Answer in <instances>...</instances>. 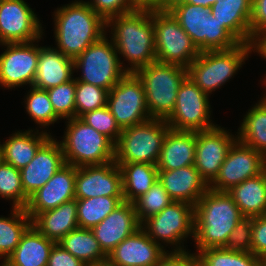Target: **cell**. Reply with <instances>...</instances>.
Masks as SVG:
<instances>
[{
  "instance_id": "1",
  "label": "cell",
  "mask_w": 266,
  "mask_h": 266,
  "mask_svg": "<svg viewBox=\"0 0 266 266\" xmlns=\"http://www.w3.org/2000/svg\"><path fill=\"white\" fill-rule=\"evenodd\" d=\"M244 216L227 191L208 188L194 205V241L198 251L224 247Z\"/></svg>"
},
{
  "instance_id": "2",
  "label": "cell",
  "mask_w": 266,
  "mask_h": 266,
  "mask_svg": "<svg viewBox=\"0 0 266 266\" xmlns=\"http://www.w3.org/2000/svg\"><path fill=\"white\" fill-rule=\"evenodd\" d=\"M108 27L111 29V39L117 53L130 63V67L126 68L127 72L135 73L157 61L150 9H136L110 18L106 22V28Z\"/></svg>"
},
{
  "instance_id": "3",
  "label": "cell",
  "mask_w": 266,
  "mask_h": 266,
  "mask_svg": "<svg viewBox=\"0 0 266 266\" xmlns=\"http://www.w3.org/2000/svg\"><path fill=\"white\" fill-rule=\"evenodd\" d=\"M56 49L74 60L106 32V22L86 1L75 0L54 11Z\"/></svg>"
},
{
  "instance_id": "4",
  "label": "cell",
  "mask_w": 266,
  "mask_h": 266,
  "mask_svg": "<svg viewBox=\"0 0 266 266\" xmlns=\"http://www.w3.org/2000/svg\"><path fill=\"white\" fill-rule=\"evenodd\" d=\"M167 10L190 36L199 52L227 50L240 43L208 7L175 0Z\"/></svg>"
},
{
  "instance_id": "5",
  "label": "cell",
  "mask_w": 266,
  "mask_h": 266,
  "mask_svg": "<svg viewBox=\"0 0 266 266\" xmlns=\"http://www.w3.org/2000/svg\"><path fill=\"white\" fill-rule=\"evenodd\" d=\"M135 73L143 83L150 118L166 120L174 110L179 87L188 76L187 68L155 61Z\"/></svg>"
},
{
  "instance_id": "6",
  "label": "cell",
  "mask_w": 266,
  "mask_h": 266,
  "mask_svg": "<svg viewBox=\"0 0 266 266\" xmlns=\"http://www.w3.org/2000/svg\"><path fill=\"white\" fill-rule=\"evenodd\" d=\"M60 141L64 161L76 168L103 165L114 161L115 144L79 117L67 121Z\"/></svg>"
},
{
  "instance_id": "7",
  "label": "cell",
  "mask_w": 266,
  "mask_h": 266,
  "mask_svg": "<svg viewBox=\"0 0 266 266\" xmlns=\"http://www.w3.org/2000/svg\"><path fill=\"white\" fill-rule=\"evenodd\" d=\"M255 44L239 43L227 50L200 52L187 67L188 77L206 94H212L240 70Z\"/></svg>"
},
{
  "instance_id": "8",
  "label": "cell",
  "mask_w": 266,
  "mask_h": 266,
  "mask_svg": "<svg viewBox=\"0 0 266 266\" xmlns=\"http://www.w3.org/2000/svg\"><path fill=\"white\" fill-rule=\"evenodd\" d=\"M170 129L165 120L153 118L122 129L115 144L114 161L156 165L165 136Z\"/></svg>"
},
{
  "instance_id": "9",
  "label": "cell",
  "mask_w": 266,
  "mask_h": 266,
  "mask_svg": "<svg viewBox=\"0 0 266 266\" xmlns=\"http://www.w3.org/2000/svg\"><path fill=\"white\" fill-rule=\"evenodd\" d=\"M110 41L106 34L103 35L73 60L74 70L82 71V75L76 77V80L110 91L127 73L112 39Z\"/></svg>"
},
{
  "instance_id": "10",
  "label": "cell",
  "mask_w": 266,
  "mask_h": 266,
  "mask_svg": "<svg viewBox=\"0 0 266 266\" xmlns=\"http://www.w3.org/2000/svg\"><path fill=\"white\" fill-rule=\"evenodd\" d=\"M156 60L188 67L199 55L190 36L167 10H151Z\"/></svg>"
},
{
  "instance_id": "11",
  "label": "cell",
  "mask_w": 266,
  "mask_h": 266,
  "mask_svg": "<svg viewBox=\"0 0 266 266\" xmlns=\"http://www.w3.org/2000/svg\"><path fill=\"white\" fill-rule=\"evenodd\" d=\"M141 228L158 245L159 241L174 246L172 251H185L182 241L189 236L194 240V206L173 201L160 213L154 214L141 223ZM189 235V236H188Z\"/></svg>"
},
{
  "instance_id": "12",
  "label": "cell",
  "mask_w": 266,
  "mask_h": 266,
  "mask_svg": "<svg viewBox=\"0 0 266 266\" xmlns=\"http://www.w3.org/2000/svg\"><path fill=\"white\" fill-rule=\"evenodd\" d=\"M208 97L187 76L177 92L174 110L165 121L176 131H206L215 128L218 125L210 119L211 106Z\"/></svg>"
},
{
  "instance_id": "13",
  "label": "cell",
  "mask_w": 266,
  "mask_h": 266,
  "mask_svg": "<svg viewBox=\"0 0 266 266\" xmlns=\"http://www.w3.org/2000/svg\"><path fill=\"white\" fill-rule=\"evenodd\" d=\"M107 106L121 129L150 118L143 83L136 73L127 72L108 93Z\"/></svg>"
},
{
  "instance_id": "14",
  "label": "cell",
  "mask_w": 266,
  "mask_h": 266,
  "mask_svg": "<svg viewBox=\"0 0 266 266\" xmlns=\"http://www.w3.org/2000/svg\"><path fill=\"white\" fill-rule=\"evenodd\" d=\"M40 23L24 0H0V44L38 43L43 38Z\"/></svg>"
},
{
  "instance_id": "15",
  "label": "cell",
  "mask_w": 266,
  "mask_h": 266,
  "mask_svg": "<svg viewBox=\"0 0 266 266\" xmlns=\"http://www.w3.org/2000/svg\"><path fill=\"white\" fill-rule=\"evenodd\" d=\"M34 42L0 44L7 47L0 55L1 86L7 89L27 84L33 86L39 56V47Z\"/></svg>"
},
{
  "instance_id": "16",
  "label": "cell",
  "mask_w": 266,
  "mask_h": 266,
  "mask_svg": "<svg viewBox=\"0 0 266 266\" xmlns=\"http://www.w3.org/2000/svg\"><path fill=\"white\" fill-rule=\"evenodd\" d=\"M265 160L261 153L236 140L209 188L215 191H228L246 179L261 174Z\"/></svg>"
},
{
  "instance_id": "17",
  "label": "cell",
  "mask_w": 266,
  "mask_h": 266,
  "mask_svg": "<svg viewBox=\"0 0 266 266\" xmlns=\"http://www.w3.org/2000/svg\"><path fill=\"white\" fill-rule=\"evenodd\" d=\"M216 126L206 131H196L195 168L209 186L218 176L220 168L237 136Z\"/></svg>"
},
{
  "instance_id": "18",
  "label": "cell",
  "mask_w": 266,
  "mask_h": 266,
  "mask_svg": "<svg viewBox=\"0 0 266 266\" xmlns=\"http://www.w3.org/2000/svg\"><path fill=\"white\" fill-rule=\"evenodd\" d=\"M123 197L122 174L115 161L76 168L75 199Z\"/></svg>"
},
{
  "instance_id": "19",
  "label": "cell",
  "mask_w": 266,
  "mask_h": 266,
  "mask_svg": "<svg viewBox=\"0 0 266 266\" xmlns=\"http://www.w3.org/2000/svg\"><path fill=\"white\" fill-rule=\"evenodd\" d=\"M76 167L65 163L53 177L35 193L24 208L31 220L39 213L75 199Z\"/></svg>"
},
{
  "instance_id": "20",
  "label": "cell",
  "mask_w": 266,
  "mask_h": 266,
  "mask_svg": "<svg viewBox=\"0 0 266 266\" xmlns=\"http://www.w3.org/2000/svg\"><path fill=\"white\" fill-rule=\"evenodd\" d=\"M64 164L61 144L51 136L38 149L34 158L20 170L25 195L29 198L43 187Z\"/></svg>"
},
{
  "instance_id": "21",
  "label": "cell",
  "mask_w": 266,
  "mask_h": 266,
  "mask_svg": "<svg viewBox=\"0 0 266 266\" xmlns=\"http://www.w3.org/2000/svg\"><path fill=\"white\" fill-rule=\"evenodd\" d=\"M139 228L141 223L138 221L134 204L123 201L91 230L103 252L108 256L116 246Z\"/></svg>"
},
{
  "instance_id": "22",
  "label": "cell",
  "mask_w": 266,
  "mask_h": 266,
  "mask_svg": "<svg viewBox=\"0 0 266 266\" xmlns=\"http://www.w3.org/2000/svg\"><path fill=\"white\" fill-rule=\"evenodd\" d=\"M168 252L139 228L108 255L115 266H154Z\"/></svg>"
},
{
  "instance_id": "23",
  "label": "cell",
  "mask_w": 266,
  "mask_h": 266,
  "mask_svg": "<svg viewBox=\"0 0 266 266\" xmlns=\"http://www.w3.org/2000/svg\"><path fill=\"white\" fill-rule=\"evenodd\" d=\"M158 180L173 201L193 206L209 188L194 165L174 170H158Z\"/></svg>"
},
{
  "instance_id": "24",
  "label": "cell",
  "mask_w": 266,
  "mask_h": 266,
  "mask_svg": "<svg viewBox=\"0 0 266 266\" xmlns=\"http://www.w3.org/2000/svg\"><path fill=\"white\" fill-rule=\"evenodd\" d=\"M74 62L56 48L39 47L38 68L33 86L48 90L73 79Z\"/></svg>"
},
{
  "instance_id": "25",
  "label": "cell",
  "mask_w": 266,
  "mask_h": 266,
  "mask_svg": "<svg viewBox=\"0 0 266 266\" xmlns=\"http://www.w3.org/2000/svg\"><path fill=\"white\" fill-rule=\"evenodd\" d=\"M196 131L170 129L156 164L158 170H174L195 164Z\"/></svg>"
},
{
  "instance_id": "26",
  "label": "cell",
  "mask_w": 266,
  "mask_h": 266,
  "mask_svg": "<svg viewBox=\"0 0 266 266\" xmlns=\"http://www.w3.org/2000/svg\"><path fill=\"white\" fill-rule=\"evenodd\" d=\"M54 244L31 224L21 236L18 246L0 266H47Z\"/></svg>"
},
{
  "instance_id": "27",
  "label": "cell",
  "mask_w": 266,
  "mask_h": 266,
  "mask_svg": "<svg viewBox=\"0 0 266 266\" xmlns=\"http://www.w3.org/2000/svg\"><path fill=\"white\" fill-rule=\"evenodd\" d=\"M31 224L45 237L58 243L69 232L79 228L77 199L37 214Z\"/></svg>"
},
{
  "instance_id": "28",
  "label": "cell",
  "mask_w": 266,
  "mask_h": 266,
  "mask_svg": "<svg viewBox=\"0 0 266 266\" xmlns=\"http://www.w3.org/2000/svg\"><path fill=\"white\" fill-rule=\"evenodd\" d=\"M251 3L252 0H219L210 10L240 43L250 44Z\"/></svg>"
},
{
  "instance_id": "29",
  "label": "cell",
  "mask_w": 266,
  "mask_h": 266,
  "mask_svg": "<svg viewBox=\"0 0 266 266\" xmlns=\"http://www.w3.org/2000/svg\"><path fill=\"white\" fill-rule=\"evenodd\" d=\"M17 131L3 144V162L21 170L35 156L38 149L52 136L47 131ZM39 132V133H38Z\"/></svg>"
},
{
  "instance_id": "30",
  "label": "cell",
  "mask_w": 266,
  "mask_h": 266,
  "mask_svg": "<svg viewBox=\"0 0 266 266\" xmlns=\"http://www.w3.org/2000/svg\"><path fill=\"white\" fill-rule=\"evenodd\" d=\"M244 217L266 215V179L263 173L227 191Z\"/></svg>"
},
{
  "instance_id": "31",
  "label": "cell",
  "mask_w": 266,
  "mask_h": 266,
  "mask_svg": "<svg viewBox=\"0 0 266 266\" xmlns=\"http://www.w3.org/2000/svg\"><path fill=\"white\" fill-rule=\"evenodd\" d=\"M117 164L122 174L124 201L134 203L158 180V168L154 164L141 162Z\"/></svg>"
},
{
  "instance_id": "32",
  "label": "cell",
  "mask_w": 266,
  "mask_h": 266,
  "mask_svg": "<svg viewBox=\"0 0 266 266\" xmlns=\"http://www.w3.org/2000/svg\"><path fill=\"white\" fill-rule=\"evenodd\" d=\"M266 94V93H265ZM237 140L253 148L266 158V96L261 97L243 118Z\"/></svg>"
},
{
  "instance_id": "33",
  "label": "cell",
  "mask_w": 266,
  "mask_h": 266,
  "mask_svg": "<svg viewBox=\"0 0 266 266\" xmlns=\"http://www.w3.org/2000/svg\"><path fill=\"white\" fill-rule=\"evenodd\" d=\"M58 243L86 265L108 259L91 229L77 228L69 232Z\"/></svg>"
},
{
  "instance_id": "34",
  "label": "cell",
  "mask_w": 266,
  "mask_h": 266,
  "mask_svg": "<svg viewBox=\"0 0 266 266\" xmlns=\"http://www.w3.org/2000/svg\"><path fill=\"white\" fill-rule=\"evenodd\" d=\"M11 214L10 217H0V259L3 261L15 250L31 225V217L24 208L13 207Z\"/></svg>"
},
{
  "instance_id": "35",
  "label": "cell",
  "mask_w": 266,
  "mask_h": 266,
  "mask_svg": "<svg viewBox=\"0 0 266 266\" xmlns=\"http://www.w3.org/2000/svg\"><path fill=\"white\" fill-rule=\"evenodd\" d=\"M124 201L123 197L99 196L77 199L79 228L92 229Z\"/></svg>"
},
{
  "instance_id": "36",
  "label": "cell",
  "mask_w": 266,
  "mask_h": 266,
  "mask_svg": "<svg viewBox=\"0 0 266 266\" xmlns=\"http://www.w3.org/2000/svg\"><path fill=\"white\" fill-rule=\"evenodd\" d=\"M197 254L201 266H260V258L252 252H234L219 247L203 249Z\"/></svg>"
},
{
  "instance_id": "37",
  "label": "cell",
  "mask_w": 266,
  "mask_h": 266,
  "mask_svg": "<svg viewBox=\"0 0 266 266\" xmlns=\"http://www.w3.org/2000/svg\"><path fill=\"white\" fill-rule=\"evenodd\" d=\"M25 98L27 114L42 128L60 120L55 114L47 90L31 86Z\"/></svg>"
},
{
  "instance_id": "38",
  "label": "cell",
  "mask_w": 266,
  "mask_h": 266,
  "mask_svg": "<svg viewBox=\"0 0 266 266\" xmlns=\"http://www.w3.org/2000/svg\"><path fill=\"white\" fill-rule=\"evenodd\" d=\"M0 197L11 199L12 207L25 208L29 198L25 195L20 170L2 162L0 164Z\"/></svg>"
},
{
  "instance_id": "39",
  "label": "cell",
  "mask_w": 266,
  "mask_h": 266,
  "mask_svg": "<svg viewBox=\"0 0 266 266\" xmlns=\"http://www.w3.org/2000/svg\"><path fill=\"white\" fill-rule=\"evenodd\" d=\"M173 202L159 180L133 204L138 221L142 223L148 217L160 213L166 206Z\"/></svg>"
},
{
  "instance_id": "40",
  "label": "cell",
  "mask_w": 266,
  "mask_h": 266,
  "mask_svg": "<svg viewBox=\"0 0 266 266\" xmlns=\"http://www.w3.org/2000/svg\"><path fill=\"white\" fill-rule=\"evenodd\" d=\"M108 93L104 88L76 80L75 117L106 106Z\"/></svg>"
},
{
  "instance_id": "41",
  "label": "cell",
  "mask_w": 266,
  "mask_h": 266,
  "mask_svg": "<svg viewBox=\"0 0 266 266\" xmlns=\"http://www.w3.org/2000/svg\"><path fill=\"white\" fill-rule=\"evenodd\" d=\"M76 79L47 90L55 114L60 119L69 120L75 117Z\"/></svg>"
},
{
  "instance_id": "42",
  "label": "cell",
  "mask_w": 266,
  "mask_h": 266,
  "mask_svg": "<svg viewBox=\"0 0 266 266\" xmlns=\"http://www.w3.org/2000/svg\"><path fill=\"white\" fill-rule=\"evenodd\" d=\"M80 119L108 137L114 144H116L122 132L107 105L83 114Z\"/></svg>"
},
{
  "instance_id": "43",
  "label": "cell",
  "mask_w": 266,
  "mask_h": 266,
  "mask_svg": "<svg viewBox=\"0 0 266 266\" xmlns=\"http://www.w3.org/2000/svg\"><path fill=\"white\" fill-rule=\"evenodd\" d=\"M252 247V217H244L229 234L223 248L234 252H251Z\"/></svg>"
},
{
  "instance_id": "44",
  "label": "cell",
  "mask_w": 266,
  "mask_h": 266,
  "mask_svg": "<svg viewBox=\"0 0 266 266\" xmlns=\"http://www.w3.org/2000/svg\"><path fill=\"white\" fill-rule=\"evenodd\" d=\"M87 3L105 22L137 9L135 0H90Z\"/></svg>"
},
{
  "instance_id": "45",
  "label": "cell",
  "mask_w": 266,
  "mask_h": 266,
  "mask_svg": "<svg viewBox=\"0 0 266 266\" xmlns=\"http://www.w3.org/2000/svg\"><path fill=\"white\" fill-rule=\"evenodd\" d=\"M266 34V0H252L250 16V44H256Z\"/></svg>"
},
{
  "instance_id": "46",
  "label": "cell",
  "mask_w": 266,
  "mask_h": 266,
  "mask_svg": "<svg viewBox=\"0 0 266 266\" xmlns=\"http://www.w3.org/2000/svg\"><path fill=\"white\" fill-rule=\"evenodd\" d=\"M251 252L258 258L266 256V215L252 217Z\"/></svg>"
},
{
  "instance_id": "47",
  "label": "cell",
  "mask_w": 266,
  "mask_h": 266,
  "mask_svg": "<svg viewBox=\"0 0 266 266\" xmlns=\"http://www.w3.org/2000/svg\"><path fill=\"white\" fill-rule=\"evenodd\" d=\"M154 266H201L197 253L186 251H168Z\"/></svg>"
},
{
  "instance_id": "48",
  "label": "cell",
  "mask_w": 266,
  "mask_h": 266,
  "mask_svg": "<svg viewBox=\"0 0 266 266\" xmlns=\"http://www.w3.org/2000/svg\"><path fill=\"white\" fill-rule=\"evenodd\" d=\"M47 266H86V264L74 257L59 243H55L50 251Z\"/></svg>"
},
{
  "instance_id": "49",
  "label": "cell",
  "mask_w": 266,
  "mask_h": 266,
  "mask_svg": "<svg viewBox=\"0 0 266 266\" xmlns=\"http://www.w3.org/2000/svg\"><path fill=\"white\" fill-rule=\"evenodd\" d=\"M175 0H135L137 9H168Z\"/></svg>"
},
{
  "instance_id": "50",
  "label": "cell",
  "mask_w": 266,
  "mask_h": 266,
  "mask_svg": "<svg viewBox=\"0 0 266 266\" xmlns=\"http://www.w3.org/2000/svg\"><path fill=\"white\" fill-rule=\"evenodd\" d=\"M255 50L262 58L266 59V34L256 41ZM264 78L263 80L265 81L266 77Z\"/></svg>"
},
{
  "instance_id": "51",
  "label": "cell",
  "mask_w": 266,
  "mask_h": 266,
  "mask_svg": "<svg viewBox=\"0 0 266 266\" xmlns=\"http://www.w3.org/2000/svg\"><path fill=\"white\" fill-rule=\"evenodd\" d=\"M180 1L184 3H190L193 5H201V6L210 8L213 4H215L219 0H180Z\"/></svg>"
},
{
  "instance_id": "52",
  "label": "cell",
  "mask_w": 266,
  "mask_h": 266,
  "mask_svg": "<svg viewBox=\"0 0 266 266\" xmlns=\"http://www.w3.org/2000/svg\"><path fill=\"white\" fill-rule=\"evenodd\" d=\"M86 266H115L114 264H112L108 259L102 262H98V263H94V264H90V265H86Z\"/></svg>"
},
{
  "instance_id": "53",
  "label": "cell",
  "mask_w": 266,
  "mask_h": 266,
  "mask_svg": "<svg viewBox=\"0 0 266 266\" xmlns=\"http://www.w3.org/2000/svg\"><path fill=\"white\" fill-rule=\"evenodd\" d=\"M260 266H266V256L260 258Z\"/></svg>"
},
{
  "instance_id": "54",
  "label": "cell",
  "mask_w": 266,
  "mask_h": 266,
  "mask_svg": "<svg viewBox=\"0 0 266 266\" xmlns=\"http://www.w3.org/2000/svg\"><path fill=\"white\" fill-rule=\"evenodd\" d=\"M3 162V149L2 144H0V164Z\"/></svg>"
},
{
  "instance_id": "55",
  "label": "cell",
  "mask_w": 266,
  "mask_h": 266,
  "mask_svg": "<svg viewBox=\"0 0 266 266\" xmlns=\"http://www.w3.org/2000/svg\"><path fill=\"white\" fill-rule=\"evenodd\" d=\"M262 173L265 176L266 179V160L264 161L263 167H262Z\"/></svg>"
}]
</instances>
